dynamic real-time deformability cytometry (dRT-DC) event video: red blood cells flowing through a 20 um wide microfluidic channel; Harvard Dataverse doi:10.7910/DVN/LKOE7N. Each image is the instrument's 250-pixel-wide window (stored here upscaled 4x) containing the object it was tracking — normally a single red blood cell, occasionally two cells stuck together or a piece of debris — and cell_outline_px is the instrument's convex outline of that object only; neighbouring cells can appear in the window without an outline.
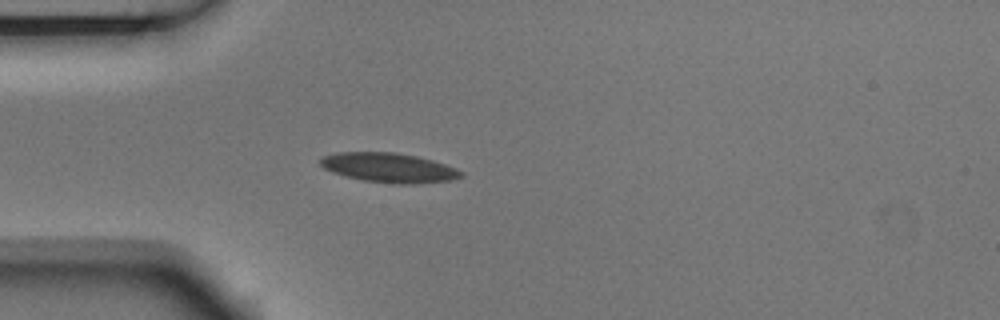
{"species": "Egyptian fruit bat (a non-hibernating species)", "species_latin": "Rousettus aegyptiacus", "temperature_condition": "room temperature", "stored_images_in_passage": 3, "camera_frame_rate_fps": 3000, "um_per_image_px": 0.085, "animal": {"sex": "male"}, "frame": {"image": 1, "passage_image": 3, "time_ms": 0.667, "image_size_px": [1000, 320], "cell_outline_px": [[464, 176], [452, 180], [412, 184], [392, 184], [364, 180], [344, 176], [332, 172], [324, 168], [320, 164], [320, 156], [340, 152], [396, 152], [416, 156], [432, 160], [456, 168], [464, 172]], "centroid_in_image_um": [33.06, 14.25], "position_along_channel_um": 51.9, "area_um2": 24.33}}